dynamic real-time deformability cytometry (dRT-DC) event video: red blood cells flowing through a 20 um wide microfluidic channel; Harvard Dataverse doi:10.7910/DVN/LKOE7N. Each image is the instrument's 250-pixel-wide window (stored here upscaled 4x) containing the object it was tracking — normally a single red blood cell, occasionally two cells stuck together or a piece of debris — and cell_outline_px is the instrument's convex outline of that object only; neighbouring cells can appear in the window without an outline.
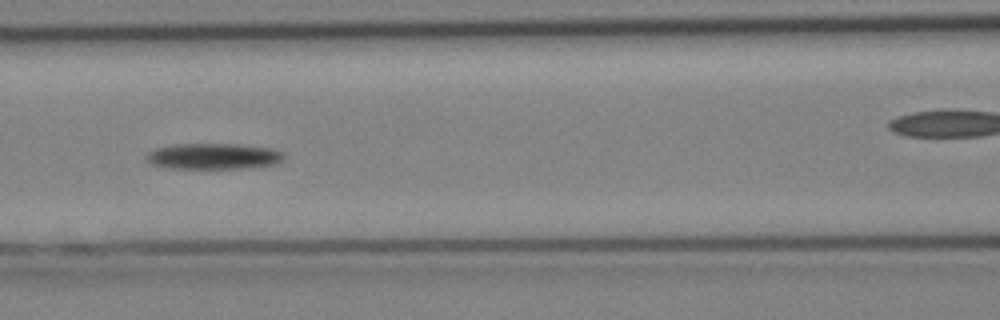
{"species": "Egyptian fruit bat (a non-hibernating species)", "species_latin": "Rousettus aegyptiacus", "temperature_condition": "cold", "stored_images_in_passage": 16, "camera_frame_rate_fps": 3000, "um_per_image_px": 0.085, "animal": {"sex": "female"}, "frame": {"image": 1, "passage_image": 12, "time_ms": 3.667, "image_size_px": [1000, 320], "cell_outline_px": [[284, 156], [276, 164], [256, 168], [164, 168], [152, 164], [144, 156], [148, 152], [156, 148], [172, 144], [240, 144], [272, 148], [284, 152]], "centroid_in_image_um": [18.16, 13.28], "position_along_channel_um": 148.4, "area_um2": 21.04}}